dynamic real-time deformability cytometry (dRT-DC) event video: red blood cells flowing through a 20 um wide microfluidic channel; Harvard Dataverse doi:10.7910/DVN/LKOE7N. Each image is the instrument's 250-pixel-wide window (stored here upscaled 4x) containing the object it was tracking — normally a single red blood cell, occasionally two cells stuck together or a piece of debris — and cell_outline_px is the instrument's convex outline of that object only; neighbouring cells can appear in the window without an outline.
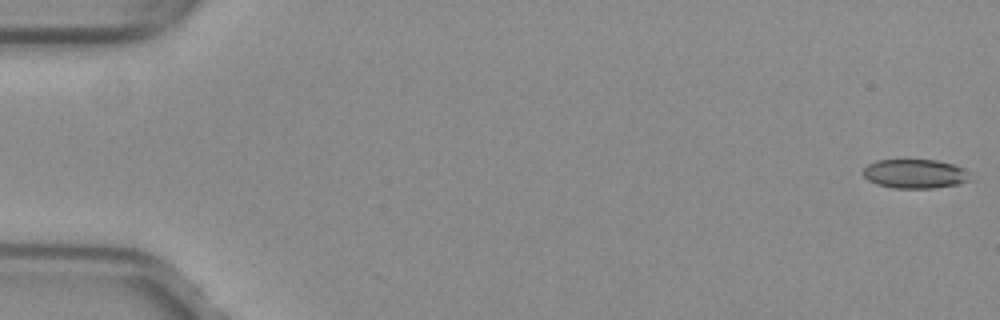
{"species": "common noctule bat (a hibernating species)", "species_latin": "Nyctalus noctula", "temperature_condition": "warm", "stored_images_in_passage": 42, "camera_frame_rate_fps": 3000, "um_per_image_px": 0.085, "animal": {"sex": "female", "body_mass_g": 29.2, "forearm_length_mm": 56.3}, "frame": {"image": 1, "passage_image": 1, "time_ms": 0.0, "image_size_px": [1000, 320], "cell_outline_px": [[976, 180], [956, 184], [932, 188], [892, 188], [876, 184], [868, 180], [860, 172], [868, 164], [876, 160], [936, 160], [952, 164], [964, 168]], "centroid_in_image_um": [77.79, 14.77], "position_along_channel_um": 7.2, "area_um2": 18.44}}
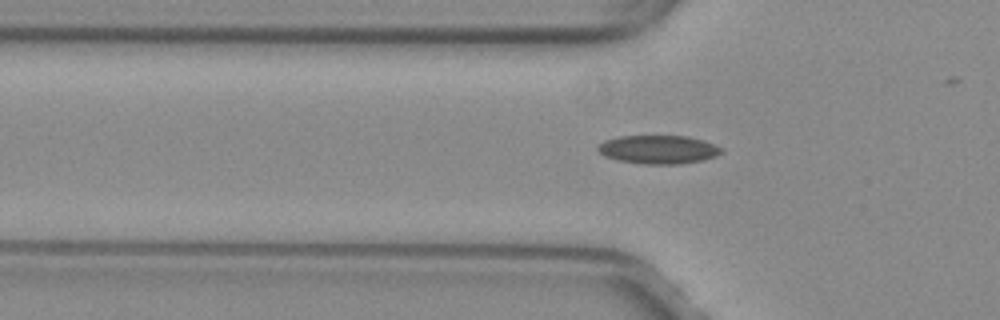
{"frame": {"image": 2, "passage_image": 18, "time_ms": 5.667, "image_size_px": [1000, 320], "cell_outline_px": [[724, 152], [716, 156], [704, 160], [680, 164], [644, 164], [616, 160], [604, 156], [596, 148], [604, 140], [620, 136], [688, 136], [704, 140], [724, 148]], "centroid_in_image_um": [56.0, 12.71], "position_along_channel_um": 69.8, "area_um2": 20.75}}
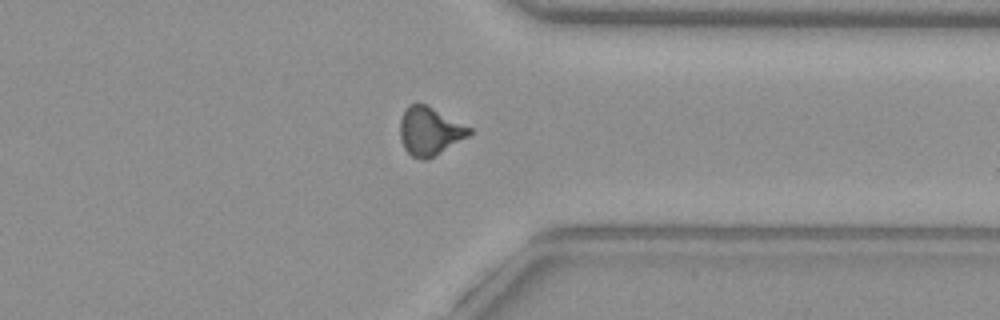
{"frame": {"image": 3, "passage_image": 41, "time_ms": 13.333, "image_size_px": [1000, 320], "cell_outline_px": [[472, 132], [468, 136], [428, 160], [420, 160], [412, 156], [404, 148], [400, 140], [400, 120], [408, 104], [428, 104], [472, 128]], "centroid_in_image_um": [36.52, 11.15], "position_along_channel_um": 374.9, "area_um2": 19.59}}